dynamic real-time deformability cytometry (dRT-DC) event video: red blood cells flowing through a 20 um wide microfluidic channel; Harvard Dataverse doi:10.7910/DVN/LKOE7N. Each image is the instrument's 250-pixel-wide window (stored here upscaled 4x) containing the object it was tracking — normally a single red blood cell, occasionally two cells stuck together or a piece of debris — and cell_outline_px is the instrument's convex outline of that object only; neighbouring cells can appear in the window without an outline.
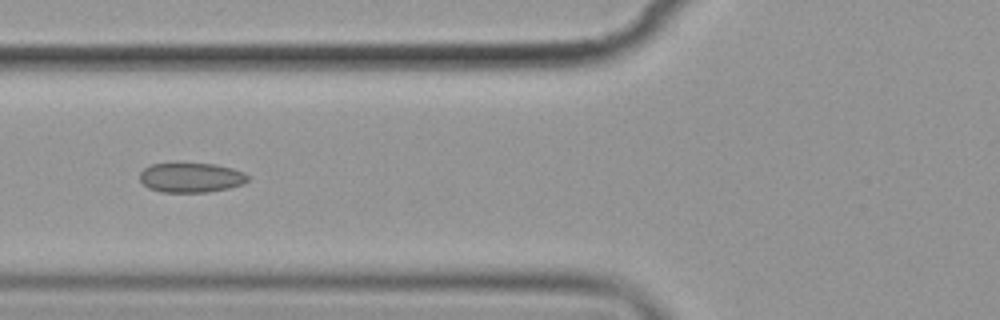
{"species": "common noctule bat (a hibernating species)", "species_latin": "Nyctalus noctula", "temperature_condition": "cold", "stored_images_in_passage": 14, "camera_frame_rate_fps": 3000, "um_per_image_px": 0.085, "animal": {"sex": "female", "body_mass_g": 19.9}, "frame": {"image": 1, "passage_image": 5, "time_ms": 5.333, "image_size_px": [1000, 320], "cell_outline_px": [[248, 180], [244, 184], [228, 188], [208, 192], [160, 192], [148, 188], [140, 180], [140, 172], [144, 168], [152, 164], [212, 164], [232, 168], [244, 172], [248, 176]], "centroid_in_image_um": [16.24, 15.11], "position_along_channel_um": 109.6, "area_um2": 18.55}}
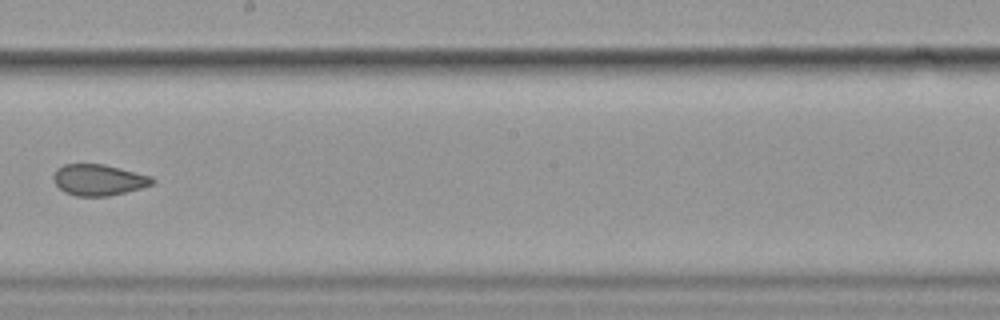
{"frame": {"image": 2, "passage_image": 8, "time_ms": 9.0, "image_size_px": [1000, 320], "cell_outline_px": [[156, 180], [152, 184], [140, 188], [108, 196], [76, 196], [64, 192], [56, 184], [52, 176], [56, 168], [64, 164], [104, 164], [152, 176]], "centroid_in_image_um": [8.36, 15.28], "position_along_channel_um": 239.8, "area_um2": 17.92}}
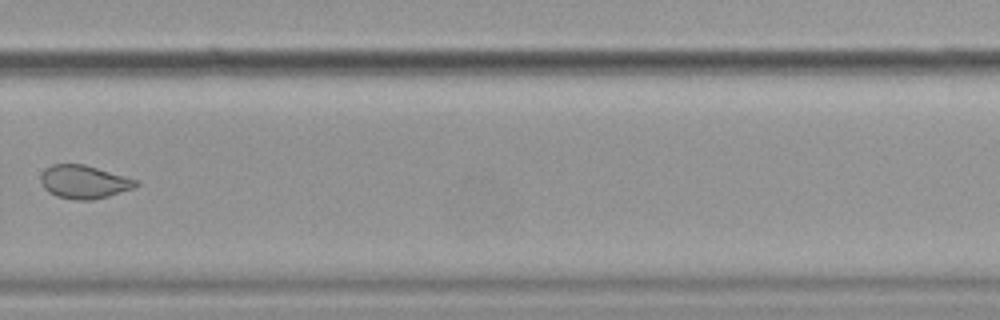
{"frame": {"image": 3, "passage_image": 10, "time_ms": 11.333, "image_size_px": [1000, 320], "cell_outline_px": [[140, 184], [132, 188], [108, 196], [92, 200], [72, 200], [56, 196], [48, 192], [44, 188], [40, 180], [40, 176], [44, 168], [52, 164], [84, 164], [140, 180]], "centroid_in_image_um": [7.13, 15.46], "position_along_channel_um": 322.7, "area_um2": 18.67}, "authors_computed_cell_mechanics": {"area_um2": 19.3052, "velocity_mm_per_s": 3.5667, "shape_relaxation_time_tau1_ms": null, "shape_relaxation_time_tau2_ms": 1.7287, "deformation_change_tau1": null, "deformation_change_tau2": 0.0853}}